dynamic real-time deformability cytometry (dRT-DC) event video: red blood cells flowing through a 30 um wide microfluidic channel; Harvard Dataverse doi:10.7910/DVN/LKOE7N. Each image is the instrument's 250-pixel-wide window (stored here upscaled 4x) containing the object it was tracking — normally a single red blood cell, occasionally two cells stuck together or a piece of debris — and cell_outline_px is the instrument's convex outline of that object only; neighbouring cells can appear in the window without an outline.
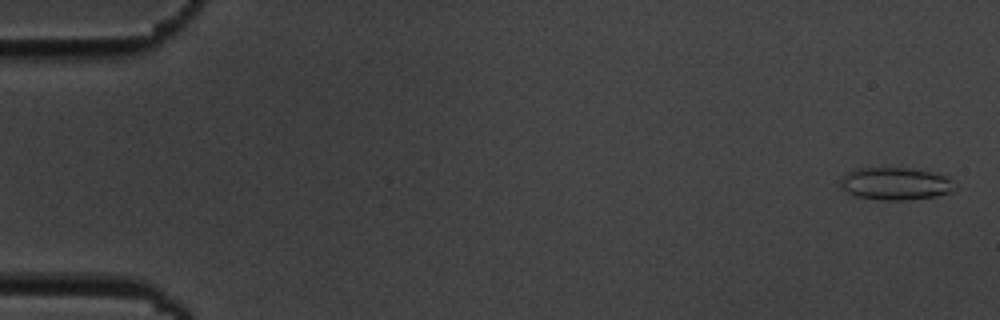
{"species": "common noctule bat (a hibernating species)", "species_latin": "Nyctalus noctula", "temperature_condition": "cold", "stored_images_in_passage": 6, "camera_frame_rate_fps": 3000, "um_per_image_px": 0.085, "animal": {"sex": "male", "body_mass_g": 19.5, "forearm_length_mm": 54.6}, "frame": {"image": 1, "passage_image": 1, "time_ms": 0.0, "image_size_px": [1000, 320], "cell_outline_px": [[956, 188], [952, 192], [936, 196], [908, 200], [880, 200], [856, 196], [840, 188], [840, 184], [844, 176], [848, 172], [860, 168], [912, 168], [936, 172], [948, 176]], "centroid_in_image_um": [76.16, 15.61], "position_along_channel_um": 8.8, "area_um2": 21.79}}
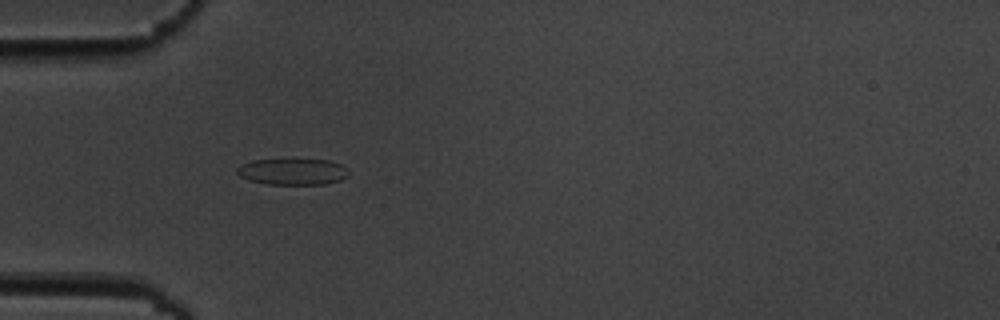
{"frame": {"image": 2, "passage_image": 5, "time_ms": 5.333, "image_size_px": [1000, 320], "cell_outline_px": [[348, 176], [340, 180], [324, 184], [264, 184], [248, 180], [240, 176], [236, 172], [236, 168], [240, 164], [252, 160], [328, 160], [340, 164], [348, 168]], "centroid_in_image_um": [24.85, 14.6], "position_along_channel_um": 60.2, "area_um2": 17.11}}